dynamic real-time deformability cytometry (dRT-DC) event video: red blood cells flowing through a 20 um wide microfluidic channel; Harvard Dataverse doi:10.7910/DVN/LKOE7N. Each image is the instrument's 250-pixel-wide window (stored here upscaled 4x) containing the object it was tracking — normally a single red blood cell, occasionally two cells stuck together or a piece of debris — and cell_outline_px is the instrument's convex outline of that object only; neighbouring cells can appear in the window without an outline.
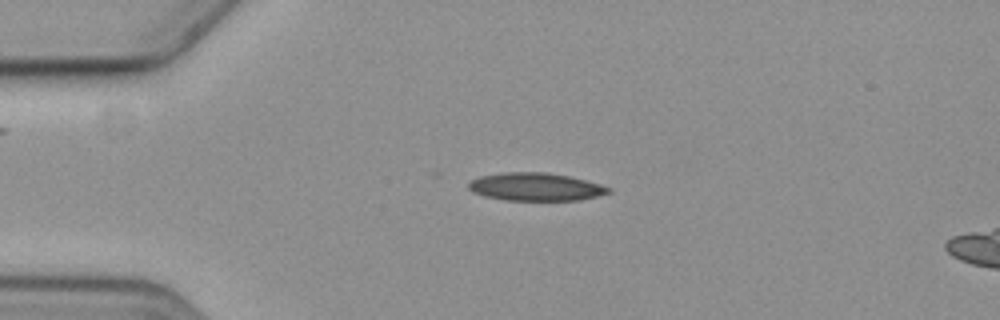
{"species": "common noctule bat (a hibernating species)", "species_latin": "Nyctalus noctula", "temperature_condition": "cold", "stored_images_in_passage": 3, "camera_frame_rate_fps": 3000, "um_per_image_px": 0.085, "animal": {"sex": "female", "body_mass_g": 19.3, "forearm_length_mm": 54.1}, "frame": {"image": 1, "passage_image": 1, "time_ms": 0.0, "image_size_px": [1000, 320], "cell_outline_px": [[612, 192], [580, 200], [508, 200], [484, 196], [468, 188], [468, 184], [472, 180], [480, 176], [500, 172], [548, 172], [568, 176], [600, 184], [612, 188]], "centroid_in_image_um": [45.55, 15.87], "position_along_channel_um": 39.5, "area_um2": 22.66}}